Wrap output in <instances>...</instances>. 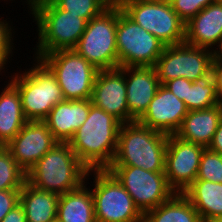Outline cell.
<instances>
[{
  "instance_id": "6da1fadb",
  "label": "cell",
  "mask_w": 222,
  "mask_h": 222,
  "mask_svg": "<svg viewBox=\"0 0 222 222\" xmlns=\"http://www.w3.org/2000/svg\"><path fill=\"white\" fill-rule=\"evenodd\" d=\"M121 122L103 109L91 105L85 122L68 142L89 169H107L114 159Z\"/></svg>"
},
{
  "instance_id": "7a4b0ae2",
  "label": "cell",
  "mask_w": 222,
  "mask_h": 222,
  "mask_svg": "<svg viewBox=\"0 0 222 222\" xmlns=\"http://www.w3.org/2000/svg\"><path fill=\"white\" fill-rule=\"evenodd\" d=\"M89 169L79 160L69 143L58 142L27 173L33 187L58 195L87 184ZM86 179V180H85Z\"/></svg>"
},
{
  "instance_id": "3957f363",
  "label": "cell",
  "mask_w": 222,
  "mask_h": 222,
  "mask_svg": "<svg viewBox=\"0 0 222 222\" xmlns=\"http://www.w3.org/2000/svg\"><path fill=\"white\" fill-rule=\"evenodd\" d=\"M168 135L138 121L123 123L117 149L110 166H135L152 172H165Z\"/></svg>"
},
{
  "instance_id": "277c9868",
  "label": "cell",
  "mask_w": 222,
  "mask_h": 222,
  "mask_svg": "<svg viewBox=\"0 0 222 222\" xmlns=\"http://www.w3.org/2000/svg\"><path fill=\"white\" fill-rule=\"evenodd\" d=\"M30 14L38 29L34 59L57 50L73 49L88 23L78 15L60 9L54 2L38 6Z\"/></svg>"
},
{
  "instance_id": "5b68a950",
  "label": "cell",
  "mask_w": 222,
  "mask_h": 222,
  "mask_svg": "<svg viewBox=\"0 0 222 222\" xmlns=\"http://www.w3.org/2000/svg\"><path fill=\"white\" fill-rule=\"evenodd\" d=\"M25 72L14 73L9 81L18 89L27 121H44L51 109L64 99L56 76L40 60ZM16 74V75H15Z\"/></svg>"
},
{
  "instance_id": "8992f818",
  "label": "cell",
  "mask_w": 222,
  "mask_h": 222,
  "mask_svg": "<svg viewBox=\"0 0 222 222\" xmlns=\"http://www.w3.org/2000/svg\"><path fill=\"white\" fill-rule=\"evenodd\" d=\"M117 7L92 18L73 50L97 70L118 68L116 46Z\"/></svg>"
},
{
  "instance_id": "52a82bcc",
  "label": "cell",
  "mask_w": 222,
  "mask_h": 222,
  "mask_svg": "<svg viewBox=\"0 0 222 222\" xmlns=\"http://www.w3.org/2000/svg\"><path fill=\"white\" fill-rule=\"evenodd\" d=\"M96 222H143L133 198L108 169H91Z\"/></svg>"
},
{
  "instance_id": "ba28073f",
  "label": "cell",
  "mask_w": 222,
  "mask_h": 222,
  "mask_svg": "<svg viewBox=\"0 0 222 222\" xmlns=\"http://www.w3.org/2000/svg\"><path fill=\"white\" fill-rule=\"evenodd\" d=\"M118 67H154L166 45L117 7Z\"/></svg>"
},
{
  "instance_id": "9c48e42d",
  "label": "cell",
  "mask_w": 222,
  "mask_h": 222,
  "mask_svg": "<svg viewBox=\"0 0 222 222\" xmlns=\"http://www.w3.org/2000/svg\"><path fill=\"white\" fill-rule=\"evenodd\" d=\"M40 60L56 76L65 100L91 99L99 70L73 49L57 50L43 55Z\"/></svg>"
},
{
  "instance_id": "30bf717a",
  "label": "cell",
  "mask_w": 222,
  "mask_h": 222,
  "mask_svg": "<svg viewBox=\"0 0 222 222\" xmlns=\"http://www.w3.org/2000/svg\"><path fill=\"white\" fill-rule=\"evenodd\" d=\"M136 24L157 37L166 46L185 42V23L170 3L134 0L121 7Z\"/></svg>"
},
{
  "instance_id": "8fae6325",
  "label": "cell",
  "mask_w": 222,
  "mask_h": 222,
  "mask_svg": "<svg viewBox=\"0 0 222 222\" xmlns=\"http://www.w3.org/2000/svg\"><path fill=\"white\" fill-rule=\"evenodd\" d=\"M107 169L130 194L142 214L175 194L167 183L165 172H152L135 166H109Z\"/></svg>"
},
{
  "instance_id": "7c38bea8",
  "label": "cell",
  "mask_w": 222,
  "mask_h": 222,
  "mask_svg": "<svg viewBox=\"0 0 222 222\" xmlns=\"http://www.w3.org/2000/svg\"><path fill=\"white\" fill-rule=\"evenodd\" d=\"M215 52L186 42L166 46L157 59L155 69L160 85L176 78L195 81L211 71Z\"/></svg>"
},
{
  "instance_id": "4fadbf2b",
  "label": "cell",
  "mask_w": 222,
  "mask_h": 222,
  "mask_svg": "<svg viewBox=\"0 0 222 222\" xmlns=\"http://www.w3.org/2000/svg\"><path fill=\"white\" fill-rule=\"evenodd\" d=\"M206 147L168 135L165 153V175L175 193H183L197 177L202 153Z\"/></svg>"
},
{
  "instance_id": "5bb4252c",
  "label": "cell",
  "mask_w": 222,
  "mask_h": 222,
  "mask_svg": "<svg viewBox=\"0 0 222 222\" xmlns=\"http://www.w3.org/2000/svg\"><path fill=\"white\" fill-rule=\"evenodd\" d=\"M58 141L44 121H27L5 146L27 173Z\"/></svg>"
},
{
  "instance_id": "9a60e30c",
  "label": "cell",
  "mask_w": 222,
  "mask_h": 222,
  "mask_svg": "<svg viewBox=\"0 0 222 222\" xmlns=\"http://www.w3.org/2000/svg\"><path fill=\"white\" fill-rule=\"evenodd\" d=\"M90 100L122 124L128 123L125 67L98 71Z\"/></svg>"
},
{
  "instance_id": "2e32d148",
  "label": "cell",
  "mask_w": 222,
  "mask_h": 222,
  "mask_svg": "<svg viewBox=\"0 0 222 222\" xmlns=\"http://www.w3.org/2000/svg\"><path fill=\"white\" fill-rule=\"evenodd\" d=\"M187 113L184 101L160 85L148 109L138 122L158 132L172 135L180 128Z\"/></svg>"
},
{
  "instance_id": "e0dca14e",
  "label": "cell",
  "mask_w": 222,
  "mask_h": 222,
  "mask_svg": "<svg viewBox=\"0 0 222 222\" xmlns=\"http://www.w3.org/2000/svg\"><path fill=\"white\" fill-rule=\"evenodd\" d=\"M129 122L138 121L148 109L160 82L155 67H125Z\"/></svg>"
},
{
  "instance_id": "ac0fdd59",
  "label": "cell",
  "mask_w": 222,
  "mask_h": 222,
  "mask_svg": "<svg viewBox=\"0 0 222 222\" xmlns=\"http://www.w3.org/2000/svg\"><path fill=\"white\" fill-rule=\"evenodd\" d=\"M185 42L195 47L213 48L215 53L222 51V3H211L185 24Z\"/></svg>"
},
{
  "instance_id": "d6986e66",
  "label": "cell",
  "mask_w": 222,
  "mask_h": 222,
  "mask_svg": "<svg viewBox=\"0 0 222 222\" xmlns=\"http://www.w3.org/2000/svg\"><path fill=\"white\" fill-rule=\"evenodd\" d=\"M90 99L63 100L56 104L44 122L58 142L68 143L90 112Z\"/></svg>"
},
{
  "instance_id": "ffe728a7",
  "label": "cell",
  "mask_w": 222,
  "mask_h": 222,
  "mask_svg": "<svg viewBox=\"0 0 222 222\" xmlns=\"http://www.w3.org/2000/svg\"><path fill=\"white\" fill-rule=\"evenodd\" d=\"M221 120V103L208 109L188 111L175 135L207 148Z\"/></svg>"
},
{
  "instance_id": "44dd1931",
  "label": "cell",
  "mask_w": 222,
  "mask_h": 222,
  "mask_svg": "<svg viewBox=\"0 0 222 222\" xmlns=\"http://www.w3.org/2000/svg\"><path fill=\"white\" fill-rule=\"evenodd\" d=\"M0 93V146H6L26 124L20 93L8 80Z\"/></svg>"
},
{
  "instance_id": "7402d4cb",
  "label": "cell",
  "mask_w": 222,
  "mask_h": 222,
  "mask_svg": "<svg viewBox=\"0 0 222 222\" xmlns=\"http://www.w3.org/2000/svg\"><path fill=\"white\" fill-rule=\"evenodd\" d=\"M182 194L193 204L203 222L222 216V183L195 180Z\"/></svg>"
},
{
  "instance_id": "603a6c76",
  "label": "cell",
  "mask_w": 222,
  "mask_h": 222,
  "mask_svg": "<svg viewBox=\"0 0 222 222\" xmlns=\"http://www.w3.org/2000/svg\"><path fill=\"white\" fill-rule=\"evenodd\" d=\"M60 195L39 190L27 181L20 190V204L27 222H50L57 218Z\"/></svg>"
},
{
  "instance_id": "cb8c5ba5",
  "label": "cell",
  "mask_w": 222,
  "mask_h": 222,
  "mask_svg": "<svg viewBox=\"0 0 222 222\" xmlns=\"http://www.w3.org/2000/svg\"><path fill=\"white\" fill-rule=\"evenodd\" d=\"M84 183L76 190L60 195L57 218L61 222H96L91 189Z\"/></svg>"
},
{
  "instance_id": "d4e9b609",
  "label": "cell",
  "mask_w": 222,
  "mask_h": 222,
  "mask_svg": "<svg viewBox=\"0 0 222 222\" xmlns=\"http://www.w3.org/2000/svg\"><path fill=\"white\" fill-rule=\"evenodd\" d=\"M143 222H203L193 204L181 193L143 214Z\"/></svg>"
},
{
  "instance_id": "484cf974",
  "label": "cell",
  "mask_w": 222,
  "mask_h": 222,
  "mask_svg": "<svg viewBox=\"0 0 222 222\" xmlns=\"http://www.w3.org/2000/svg\"><path fill=\"white\" fill-rule=\"evenodd\" d=\"M183 101L188 111L208 109L221 103L212 71L192 82Z\"/></svg>"
},
{
  "instance_id": "4316f807",
  "label": "cell",
  "mask_w": 222,
  "mask_h": 222,
  "mask_svg": "<svg viewBox=\"0 0 222 222\" xmlns=\"http://www.w3.org/2000/svg\"><path fill=\"white\" fill-rule=\"evenodd\" d=\"M25 182L26 172L11 152L5 146H0V190L21 189Z\"/></svg>"
},
{
  "instance_id": "83f0119b",
  "label": "cell",
  "mask_w": 222,
  "mask_h": 222,
  "mask_svg": "<svg viewBox=\"0 0 222 222\" xmlns=\"http://www.w3.org/2000/svg\"><path fill=\"white\" fill-rule=\"evenodd\" d=\"M53 2L60 9L78 15L88 22L108 8L102 0H54Z\"/></svg>"
},
{
  "instance_id": "f1b7e54d",
  "label": "cell",
  "mask_w": 222,
  "mask_h": 222,
  "mask_svg": "<svg viewBox=\"0 0 222 222\" xmlns=\"http://www.w3.org/2000/svg\"><path fill=\"white\" fill-rule=\"evenodd\" d=\"M196 180L222 183V154L205 148L201 156Z\"/></svg>"
},
{
  "instance_id": "f546056e",
  "label": "cell",
  "mask_w": 222,
  "mask_h": 222,
  "mask_svg": "<svg viewBox=\"0 0 222 222\" xmlns=\"http://www.w3.org/2000/svg\"><path fill=\"white\" fill-rule=\"evenodd\" d=\"M215 2V0H173L170 4L179 18L186 24L202 9Z\"/></svg>"
},
{
  "instance_id": "4dcf8cb0",
  "label": "cell",
  "mask_w": 222,
  "mask_h": 222,
  "mask_svg": "<svg viewBox=\"0 0 222 222\" xmlns=\"http://www.w3.org/2000/svg\"><path fill=\"white\" fill-rule=\"evenodd\" d=\"M12 26L9 24V21L3 20L0 18V72L4 70L5 65L10 62V56H12L14 43L12 36ZM13 44V45H12ZM1 74V73H0Z\"/></svg>"
},
{
  "instance_id": "1f68e13d",
  "label": "cell",
  "mask_w": 222,
  "mask_h": 222,
  "mask_svg": "<svg viewBox=\"0 0 222 222\" xmlns=\"http://www.w3.org/2000/svg\"><path fill=\"white\" fill-rule=\"evenodd\" d=\"M20 190H0V221L20 203Z\"/></svg>"
},
{
  "instance_id": "d6a6232c",
  "label": "cell",
  "mask_w": 222,
  "mask_h": 222,
  "mask_svg": "<svg viewBox=\"0 0 222 222\" xmlns=\"http://www.w3.org/2000/svg\"><path fill=\"white\" fill-rule=\"evenodd\" d=\"M192 81L185 78H176L164 83L169 91H171L180 100L187 99L188 87H191Z\"/></svg>"
},
{
  "instance_id": "836d02e7",
  "label": "cell",
  "mask_w": 222,
  "mask_h": 222,
  "mask_svg": "<svg viewBox=\"0 0 222 222\" xmlns=\"http://www.w3.org/2000/svg\"><path fill=\"white\" fill-rule=\"evenodd\" d=\"M211 71L214 76V82L216 91L220 101H222V54L215 53L212 64H211Z\"/></svg>"
},
{
  "instance_id": "e575fe53",
  "label": "cell",
  "mask_w": 222,
  "mask_h": 222,
  "mask_svg": "<svg viewBox=\"0 0 222 222\" xmlns=\"http://www.w3.org/2000/svg\"><path fill=\"white\" fill-rule=\"evenodd\" d=\"M0 222H27L23 206L19 203Z\"/></svg>"
},
{
  "instance_id": "d590c367",
  "label": "cell",
  "mask_w": 222,
  "mask_h": 222,
  "mask_svg": "<svg viewBox=\"0 0 222 222\" xmlns=\"http://www.w3.org/2000/svg\"><path fill=\"white\" fill-rule=\"evenodd\" d=\"M211 151L222 154V120L219 123V126L213 135L212 141L207 147Z\"/></svg>"
},
{
  "instance_id": "8d00e7d4",
  "label": "cell",
  "mask_w": 222,
  "mask_h": 222,
  "mask_svg": "<svg viewBox=\"0 0 222 222\" xmlns=\"http://www.w3.org/2000/svg\"><path fill=\"white\" fill-rule=\"evenodd\" d=\"M54 0H27V7H29L30 11L32 12L36 7L49 3V2H53Z\"/></svg>"
},
{
  "instance_id": "74e56055",
  "label": "cell",
  "mask_w": 222,
  "mask_h": 222,
  "mask_svg": "<svg viewBox=\"0 0 222 222\" xmlns=\"http://www.w3.org/2000/svg\"><path fill=\"white\" fill-rule=\"evenodd\" d=\"M108 7H117V0H102Z\"/></svg>"
},
{
  "instance_id": "f35d334b",
  "label": "cell",
  "mask_w": 222,
  "mask_h": 222,
  "mask_svg": "<svg viewBox=\"0 0 222 222\" xmlns=\"http://www.w3.org/2000/svg\"><path fill=\"white\" fill-rule=\"evenodd\" d=\"M130 1H134V0H117V7L121 8L122 6H124L126 3Z\"/></svg>"
},
{
  "instance_id": "ab89813d",
  "label": "cell",
  "mask_w": 222,
  "mask_h": 222,
  "mask_svg": "<svg viewBox=\"0 0 222 222\" xmlns=\"http://www.w3.org/2000/svg\"><path fill=\"white\" fill-rule=\"evenodd\" d=\"M208 222H222V216L216 217Z\"/></svg>"
},
{
  "instance_id": "60d3db41",
  "label": "cell",
  "mask_w": 222,
  "mask_h": 222,
  "mask_svg": "<svg viewBox=\"0 0 222 222\" xmlns=\"http://www.w3.org/2000/svg\"><path fill=\"white\" fill-rule=\"evenodd\" d=\"M154 1L171 3L173 0H154Z\"/></svg>"
},
{
  "instance_id": "b9f144b4",
  "label": "cell",
  "mask_w": 222,
  "mask_h": 222,
  "mask_svg": "<svg viewBox=\"0 0 222 222\" xmlns=\"http://www.w3.org/2000/svg\"><path fill=\"white\" fill-rule=\"evenodd\" d=\"M50 222H61V221L58 218H56V219H54V220H52Z\"/></svg>"
},
{
  "instance_id": "7bdbcfd3",
  "label": "cell",
  "mask_w": 222,
  "mask_h": 222,
  "mask_svg": "<svg viewBox=\"0 0 222 222\" xmlns=\"http://www.w3.org/2000/svg\"><path fill=\"white\" fill-rule=\"evenodd\" d=\"M215 2H217V3H222V0H215Z\"/></svg>"
}]
</instances>
